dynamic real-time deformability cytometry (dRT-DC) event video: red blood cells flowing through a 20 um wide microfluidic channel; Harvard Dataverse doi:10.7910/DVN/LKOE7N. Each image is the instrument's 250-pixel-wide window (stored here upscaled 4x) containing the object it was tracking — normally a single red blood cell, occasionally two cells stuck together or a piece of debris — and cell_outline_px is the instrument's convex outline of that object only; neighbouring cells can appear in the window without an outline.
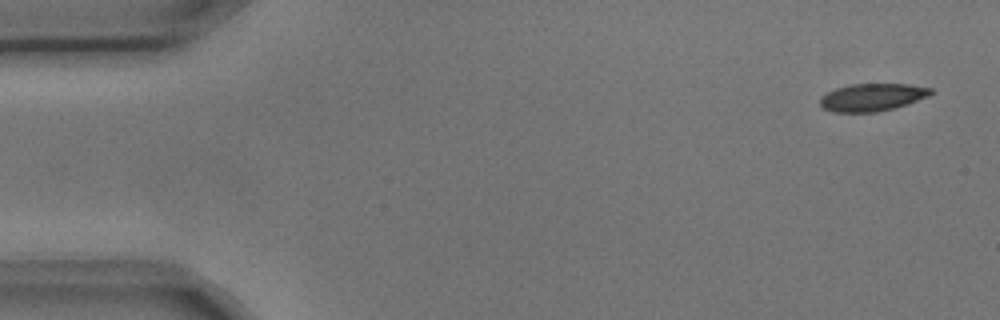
{"species": "common noctule bat (a hibernating species)", "species_latin": "Nyctalus noctula", "temperature_condition": "cold", "stored_images_in_passage": 6, "segment_of_instrument_passage": [2, 2], "camera_frame_rate_fps": 3000, "um_per_image_px": 0.085, "animal": {"sex": "male", "body_mass_g": 17.9, "forearm_length_mm": 54.2}, "frame": {"image": 1, "passage_image": 6, "time_ms": 1.667, "image_size_px": [1000, 320], "cell_outline_px": [[936, 92], [928, 96], [892, 108], [876, 112], [832, 112], [820, 108], [820, 96], [836, 88], [852, 84], [908, 84], [932, 88]], "centroid_in_image_um": [74.1, 8.26], "position_along_channel_um": 10.9, "area_um2": 17.74}}